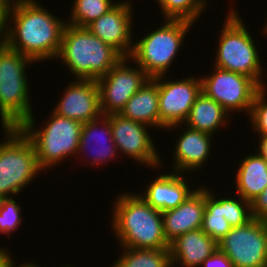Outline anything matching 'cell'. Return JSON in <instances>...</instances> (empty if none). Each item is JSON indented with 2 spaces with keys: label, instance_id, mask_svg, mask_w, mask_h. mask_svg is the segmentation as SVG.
Masks as SVG:
<instances>
[{
  "label": "cell",
  "instance_id": "cell-1",
  "mask_svg": "<svg viewBox=\"0 0 267 267\" xmlns=\"http://www.w3.org/2000/svg\"><path fill=\"white\" fill-rule=\"evenodd\" d=\"M59 18L36 0H13L6 45L35 63L57 58L67 24Z\"/></svg>",
  "mask_w": 267,
  "mask_h": 267
},
{
  "label": "cell",
  "instance_id": "cell-2",
  "mask_svg": "<svg viewBox=\"0 0 267 267\" xmlns=\"http://www.w3.org/2000/svg\"><path fill=\"white\" fill-rule=\"evenodd\" d=\"M113 206L111 227L121 247L169 249L162 212L150 206L139 193L126 191L117 197Z\"/></svg>",
  "mask_w": 267,
  "mask_h": 267
},
{
  "label": "cell",
  "instance_id": "cell-3",
  "mask_svg": "<svg viewBox=\"0 0 267 267\" xmlns=\"http://www.w3.org/2000/svg\"><path fill=\"white\" fill-rule=\"evenodd\" d=\"M57 57L74 78L94 81L105 76L123 58L86 27L71 24L64 27Z\"/></svg>",
  "mask_w": 267,
  "mask_h": 267
},
{
  "label": "cell",
  "instance_id": "cell-4",
  "mask_svg": "<svg viewBox=\"0 0 267 267\" xmlns=\"http://www.w3.org/2000/svg\"><path fill=\"white\" fill-rule=\"evenodd\" d=\"M35 62L7 45L0 47V118L3 128L20 127L32 115L28 64Z\"/></svg>",
  "mask_w": 267,
  "mask_h": 267
},
{
  "label": "cell",
  "instance_id": "cell-5",
  "mask_svg": "<svg viewBox=\"0 0 267 267\" xmlns=\"http://www.w3.org/2000/svg\"><path fill=\"white\" fill-rule=\"evenodd\" d=\"M51 112L43 128L34 127L33 115L19 127L34 145L42 171L60 164L68 156L77 155L83 125L80 121Z\"/></svg>",
  "mask_w": 267,
  "mask_h": 267
},
{
  "label": "cell",
  "instance_id": "cell-6",
  "mask_svg": "<svg viewBox=\"0 0 267 267\" xmlns=\"http://www.w3.org/2000/svg\"><path fill=\"white\" fill-rule=\"evenodd\" d=\"M230 9L221 31L214 67L236 72L252 78L261 88L265 87L261 59L251 33L247 31L240 14ZM239 14V15H238Z\"/></svg>",
  "mask_w": 267,
  "mask_h": 267
},
{
  "label": "cell",
  "instance_id": "cell-7",
  "mask_svg": "<svg viewBox=\"0 0 267 267\" xmlns=\"http://www.w3.org/2000/svg\"><path fill=\"white\" fill-rule=\"evenodd\" d=\"M3 130L6 136L0 141V199L19 194L42 172L35 147L22 130L19 127Z\"/></svg>",
  "mask_w": 267,
  "mask_h": 267
},
{
  "label": "cell",
  "instance_id": "cell-8",
  "mask_svg": "<svg viewBox=\"0 0 267 267\" xmlns=\"http://www.w3.org/2000/svg\"><path fill=\"white\" fill-rule=\"evenodd\" d=\"M159 29L151 31L139 38L134 43L133 51L130 55L131 62L134 61L145 73L154 78L166 75L174 62L175 56L182 47V42L186 38L193 23L185 20H163Z\"/></svg>",
  "mask_w": 267,
  "mask_h": 267
},
{
  "label": "cell",
  "instance_id": "cell-9",
  "mask_svg": "<svg viewBox=\"0 0 267 267\" xmlns=\"http://www.w3.org/2000/svg\"><path fill=\"white\" fill-rule=\"evenodd\" d=\"M218 248L233 267H267V222L253 218L232 227L218 242Z\"/></svg>",
  "mask_w": 267,
  "mask_h": 267
},
{
  "label": "cell",
  "instance_id": "cell-10",
  "mask_svg": "<svg viewBox=\"0 0 267 267\" xmlns=\"http://www.w3.org/2000/svg\"><path fill=\"white\" fill-rule=\"evenodd\" d=\"M213 70L214 73L200 77L201 91L229 114L243 110L249 117L254 98L261 87L245 75L217 67Z\"/></svg>",
  "mask_w": 267,
  "mask_h": 267
},
{
  "label": "cell",
  "instance_id": "cell-11",
  "mask_svg": "<svg viewBox=\"0 0 267 267\" xmlns=\"http://www.w3.org/2000/svg\"><path fill=\"white\" fill-rule=\"evenodd\" d=\"M130 61V58L123 57L97 80L102 115L119 114L127 101L150 79L137 64L136 68L129 66L127 62Z\"/></svg>",
  "mask_w": 267,
  "mask_h": 267
},
{
  "label": "cell",
  "instance_id": "cell-12",
  "mask_svg": "<svg viewBox=\"0 0 267 267\" xmlns=\"http://www.w3.org/2000/svg\"><path fill=\"white\" fill-rule=\"evenodd\" d=\"M157 85L160 128L178 129L184 124L196 97L201 93V79L187 77L179 81H166L165 75H161L157 76Z\"/></svg>",
  "mask_w": 267,
  "mask_h": 267
},
{
  "label": "cell",
  "instance_id": "cell-13",
  "mask_svg": "<svg viewBox=\"0 0 267 267\" xmlns=\"http://www.w3.org/2000/svg\"><path fill=\"white\" fill-rule=\"evenodd\" d=\"M110 119L113 141L117 151L136 162L151 167H160L161 158L148 132L147 124L124 118L120 114L107 115ZM148 129H147V128Z\"/></svg>",
  "mask_w": 267,
  "mask_h": 267
},
{
  "label": "cell",
  "instance_id": "cell-14",
  "mask_svg": "<svg viewBox=\"0 0 267 267\" xmlns=\"http://www.w3.org/2000/svg\"><path fill=\"white\" fill-rule=\"evenodd\" d=\"M132 2L118 1L106 14L100 16L86 28L106 44L116 49L123 57L129 58L134 42H132L133 19Z\"/></svg>",
  "mask_w": 267,
  "mask_h": 267
},
{
  "label": "cell",
  "instance_id": "cell-15",
  "mask_svg": "<svg viewBox=\"0 0 267 267\" xmlns=\"http://www.w3.org/2000/svg\"><path fill=\"white\" fill-rule=\"evenodd\" d=\"M53 112L86 123L102 116L97 81L75 79L66 87Z\"/></svg>",
  "mask_w": 267,
  "mask_h": 267
},
{
  "label": "cell",
  "instance_id": "cell-16",
  "mask_svg": "<svg viewBox=\"0 0 267 267\" xmlns=\"http://www.w3.org/2000/svg\"><path fill=\"white\" fill-rule=\"evenodd\" d=\"M205 210V187L195 189L176 208L162 212L163 232L170 243L179 235L201 228Z\"/></svg>",
  "mask_w": 267,
  "mask_h": 267
},
{
  "label": "cell",
  "instance_id": "cell-17",
  "mask_svg": "<svg viewBox=\"0 0 267 267\" xmlns=\"http://www.w3.org/2000/svg\"><path fill=\"white\" fill-rule=\"evenodd\" d=\"M184 174L172 171L159 174L148 183L144 194H139L150 206L161 212L176 208L190 196L193 190ZM187 182V183H186ZM190 188V189H189Z\"/></svg>",
  "mask_w": 267,
  "mask_h": 267
},
{
  "label": "cell",
  "instance_id": "cell-18",
  "mask_svg": "<svg viewBox=\"0 0 267 267\" xmlns=\"http://www.w3.org/2000/svg\"><path fill=\"white\" fill-rule=\"evenodd\" d=\"M179 136L173 151L172 165L175 172L186 173L201 169L212 152L213 135L187 127ZM186 130V131H185ZM175 156V157H174ZM186 171V172H185Z\"/></svg>",
  "mask_w": 267,
  "mask_h": 267
},
{
  "label": "cell",
  "instance_id": "cell-19",
  "mask_svg": "<svg viewBox=\"0 0 267 267\" xmlns=\"http://www.w3.org/2000/svg\"><path fill=\"white\" fill-rule=\"evenodd\" d=\"M218 248V243L201 228L179 235L170 242L172 267H200Z\"/></svg>",
  "mask_w": 267,
  "mask_h": 267
},
{
  "label": "cell",
  "instance_id": "cell-20",
  "mask_svg": "<svg viewBox=\"0 0 267 267\" xmlns=\"http://www.w3.org/2000/svg\"><path fill=\"white\" fill-rule=\"evenodd\" d=\"M99 123L101 124V126ZM99 127H101V131H99ZM94 142L97 144H95ZM105 142L108 143L106 144ZM90 146L93 148H90ZM116 150L117 147L113 141L110 119L107 115H102L101 117L95 120L83 123L77 154H87L86 152L90 151L91 154L94 156L93 158L91 157L90 165L95 166L98 164H106L105 162L108 163V161H110L111 159H116Z\"/></svg>",
  "mask_w": 267,
  "mask_h": 267
},
{
  "label": "cell",
  "instance_id": "cell-21",
  "mask_svg": "<svg viewBox=\"0 0 267 267\" xmlns=\"http://www.w3.org/2000/svg\"><path fill=\"white\" fill-rule=\"evenodd\" d=\"M157 77L150 78L125 104L121 116L160 128Z\"/></svg>",
  "mask_w": 267,
  "mask_h": 267
},
{
  "label": "cell",
  "instance_id": "cell-22",
  "mask_svg": "<svg viewBox=\"0 0 267 267\" xmlns=\"http://www.w3.org/2000/svg\"><path fill=\"white\" fill-rule=\"evenodd\" d=\"M234 182L238 196L251 202L267 186V161L254 152L243 157Z\"/></svg>",
  "mask_w": 267,
  "mask_h": 267
},
{
  "label": "cell",
  "instance_id": "cell-23",
  "mask_svg": "<svg viewBox=\"0 0 267 267\" xmlns=\"http://www.w3.org/2000/svg\"><path fill=\"white\" fill-rule=\"evenodd\" d=\"M230 117L220 104L201 91L184 123L186 127L213 135L220 127L228 126Z\"/></svg>",
  "mask_w": 267,
  "mask_h": 267
},
{
  "label": "cell",
  "instance_id": "cell-24",
  "mask_svg": "<svg viewBox=\"0 0 267 267\" xmlns=\"http://www.w3.org/2000/svg\"><path fill=\"white\" fill-rule=\"evenodd\" d=\"M123 248L111 267H172L169 249Z\"/></svg>",
  "mask_w": 267,
  "mask_h": 267
},
{
  "label": "cell",
  "instance_id": "cell-25",
  "mask_svg": "<svg viewBox=\"0 0 267 267\" xmlns=\"http://www.w3.org/2000/svg\"><path fill=\"white\" fill-rule=\"evenodd\" d=\"M201 229L217 243L232 229L222 214V197L205 187V210Z\"/></svg>",
  "mask_w": 267,
  "mask_h": 267
},
{
  "label": "cell",
  "instance_id": "cell-26",
  "mask_svg": "<svg viewBox=\"0 0 267 267\" xmlns=\"http://www.w3.org/2000/svg\"><path fill=\"white\" fill-rule=\"evenodd\" d=\"M117 4L112 0H74L67 24L87 27Z\"/></svg>",
  "mask_w": 267,
  "mask_h": 267
},
{
  "label": "cell",
  "instance_id": "cell-27",
  "mask_svg": "<svg viewBox=\"0 0 267 267\" xmlns=\"http://www.w3.org/2000/svg\"><path fill=\"white\" fill-rule=\"evenodd\" d=\"M164 19L196 22L207 6V0H156Z\"/></svg>",
  "mask_w": 267,
  "mask_h": 267
},
{
  "label": "cell",
  "instance_id": "cell-28",
  "mask_svg": "<svg viewBox=\"0 0 267 267\" xmlns=\"http://www.w3.org/2000/svg\"><path fill=\"white\" fill-rule=\"evenodd\" d=\"M238 199L236 196L222 197V214L232 227H240L253 219L251 202L241 196H238Z\"/></svg>",
  "mask_w": 267,
  "mask_h": 267
},
{
  "label": "cell",
  "instance_id": "cell-29",
  "mask_svg": "<svg viewBox=\"0 0 267 267\" xmlns=\"http://www.w3.org/2000/svg\"><path fill=\"white\" fill-rule=\"evenodd\" d=\"M21 210L13 197L0 199V234H8L10 238L9 233L16 231L23 220Z\"/></svg>",
  "mask_w": 267,
  "mask_h": 267
},
{
  "label": "cell",
  "instance_id": "cell-30",
  "mask_svg": "<svg viewBox=\"0 0 267 267\" xmlns=\"http://www.w3.org/2000/svg\"><path fill=\"white\" fill-rule=\"evenodd\" d=\"M266 89L262 87L256 94L251 111L250 122L251 126L258 135H267V101H266Z\"/></svg>",
  "mask_w": 267,
  "mask_h": 267
},
{
  "label": "cell",
  "instance_id": "cell-31",
  "mask_svg": "<svg viewBox=\"0 0 267 267\" xmlns=\"http://www.w3.org/2000/svg\"><path fill=\"white\" fill-rule=\"evenodd\" d=\"M13 0H0V47L5 46L8 37L9 13ZM2 38V39H1Z\"/></svg>",
  "mask_w": 267,
  "mask_h": 267
},
{
  "label": "cell",
  "instance_id": "cell-32",
  "mask_svg": "<svg viewBox=\"0 0 267 267\" xmlns=\"http://www.w3.org/2000/svg\"><path fill=\"white\" fill-rule=\"evenodd\" d=\"M252 217L267 222V186L251 201Z\"/></svg>",
  "mask_w": 267,
  "mask_h": 267
},
{
  "label": "cell",
  "instance_id": "cell-33",
  "mask_svg": "<svg viewBox=\"0 0 267 267\" xmlns=\"http://www.w3.org/2000/svg\"><path fill=\"white\" fill-rule=\"evenodd\" d=\"M202 265L203 267H233L232 262L219 248L210 257L206 258Z\"/></svg>",
  "mask_w": 267,
  "mask_h": 267
},
{
  "label": "cell",
  "instance_id": "cell-34",
  "mask_svg": "<svg viewBox=\"0 0 267 267\" xmlns=\"http://www.w3.org/2000/svg\"><path fill=\"white\" fill-rule=\"evenodd\" d=\"M259 147L256 152L267 161V135H260Z\"/></svg>",
  "mask_w": 267,
  "mask_h": 267
},
{
  "label": "cell",
  "instance_id": "cell-35",
  "mask_svg": "<svg viewBox=\"0 0 267 267\" xmlns=\"http://www.w3.org/2000/svg\"><path fill=\"white\" fill-rule=\"evenodd\" d=\"M6 248H0V267H8V265L14 260L11 258Z\"/></svg>",
  "mask_w": 267,
  "mask_h": 267
},
{
  "label": "cell",
  "instance_id": "cell-36",
  "mask_svg": "<svg viewBox=\"0 0 267 267\" xmlns=\"http://www.w3.org/2000/svg\"><path fill=\"white\" fill-rule=\"evenodd\" d=\"M16 265H15V263H14V261H12L9 265H8V267H15ZM18 267H40V266H38V264H36V263H29V261L26 263H23V264H20Z\"/></svg>",
  "mask_w": 267,
  "mask_h": 267
},
{
  "label": "cell",
  "instance_id": "cell-37",
  "mask_svg": "<svg viewBox=\"0 0 267 267\" xmlns=\"http://www.w3.org/2000/svg\"><path fill=\"white\" fill-rule=\"evenodd\" d=\"M263 31H264L265 35H267V22H266V24H265V26H264Z\"/></svg>",
  "mask_w": 267,
  "mask_h": 267
}]
</instances>
